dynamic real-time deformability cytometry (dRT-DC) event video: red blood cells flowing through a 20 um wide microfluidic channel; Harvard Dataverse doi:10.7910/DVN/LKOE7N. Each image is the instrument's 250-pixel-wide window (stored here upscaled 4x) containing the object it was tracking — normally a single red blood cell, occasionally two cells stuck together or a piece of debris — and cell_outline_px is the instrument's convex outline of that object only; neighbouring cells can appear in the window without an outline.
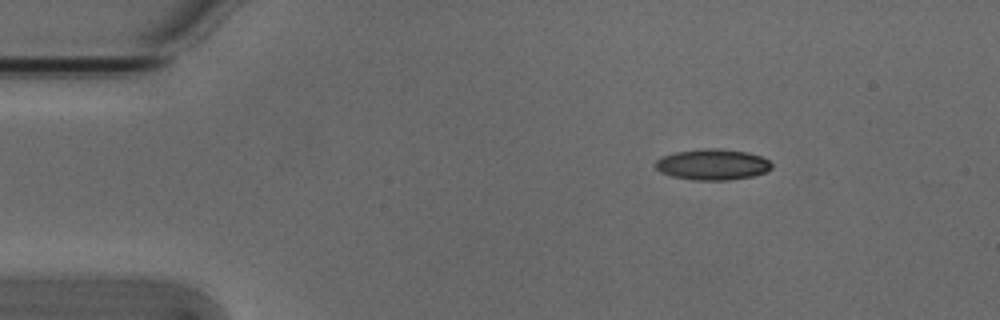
{"species": "Egyptian fruit bat (a non-hibernating species)", "species_latin": "Rousettus aegyptiacus", "temperature_condition": "cold", "stored_images_in_passage": 3, "camera_frame_rate_fps": 3000, "um_per_image_px": 0.085, "animal": {"sex": "male"}, "frame": {"image": 1, "passage_image": 1, "time_ms": 0.0, "image_size_px": [1000, 320], "cell_outline_px": [[772, 168], [764, 172], [752, 176], [728, 180], [692, 180], [672, 176], [660, 172], [652, 164], [660, 156], [676, 152], [704, 148], [720, 148], [748, 152], [760, 156], [768, 160], [772, 164]], "centroid_in_image_um": [60.52, 13.97], "position_along_channel_um": 24.5, "area_um2": 21.1}}